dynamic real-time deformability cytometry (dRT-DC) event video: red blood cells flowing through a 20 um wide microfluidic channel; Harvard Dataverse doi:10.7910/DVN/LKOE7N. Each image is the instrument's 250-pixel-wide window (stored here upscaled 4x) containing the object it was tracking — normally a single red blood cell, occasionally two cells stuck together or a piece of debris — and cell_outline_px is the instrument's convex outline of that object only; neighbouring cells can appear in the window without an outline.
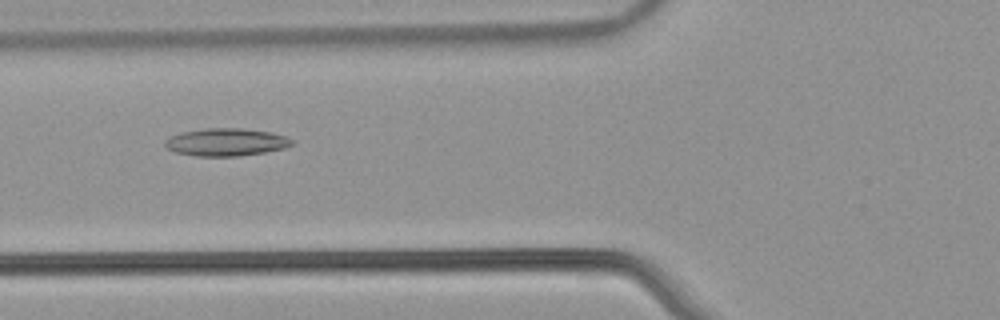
{"species": "common noctule bat (a hibernating species)", "species_latin": "Nyctalus noctula", "temperature_condition": "warm", "stored_images_in_passage": 33, "camera_frame_rate_fps": 3000, "um_per_image_px": 0.085, "animal": {"sex": "male", "body_mass_g": 21.5, "forearm_length_mm": 52.0}, "frame": {"image": 1, "passage_image": 4, "time_ms": 1.0, "image_size_px": [1000, 320], "cell_outline_px": [[296, 140], [292, 144], [284, 148], [264, 152], [240, 156], [196, 156], [176, 152], [164, 148], [164, 140], [168, 136], [180, 132], [204, 128], [240, 128], [268, 132], [284, 136]], "centroid_in_image_um": [19.15, 12.08], "position_along_channel_um": 106.6, "area_um2": 20.58}}
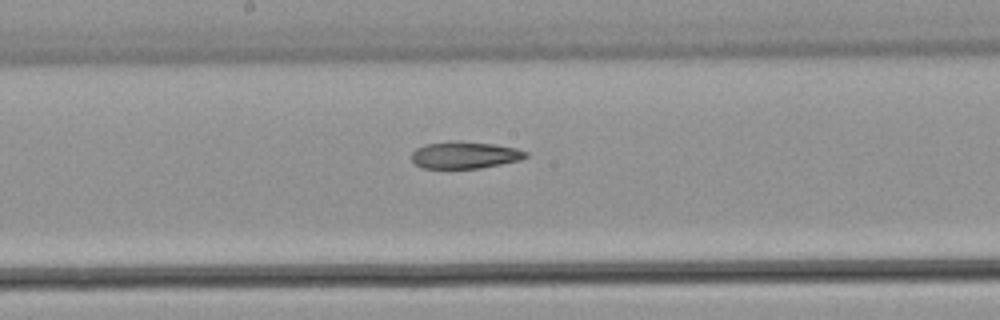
{"frame": {"image": 2, "passage_image": 12, "time_ms": 3.667, "image_size_px": [1000, 320], "cell_outline_px": [[528, 156], [520, 160], [480, 168], [424, 168], [416, 164], [412, 160], [412, 152], [416, 148], [424, 144], [456, 140], [496, 144], [516, 148], [528, 152]], "centroid_in_image_um": [39.51, 13.16], "position_along_channel_um": 208.7, "area_um2": 18.03}}
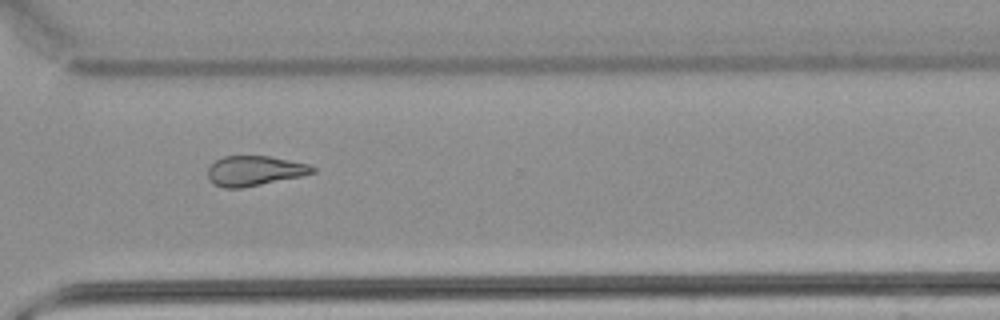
{"frame": {"image": 3, "passage_image": 23, "time_ms": 7.333, "image_size_px": [1000, 320], "cell_outline_px": [[316, 172], [300, 176], [240, 188], [224, 188], [212, 184], [208, 180], [208, 168], [216, 160], [224, 156], [268, 156], [308, 164], [316, 168]], "centroid_in_image_um": [21.6, 14.52], "position_along_channel_um": 349.0, "area_um2": 18.09}, "authors_computed_cell_mechanics": {"area_um2": 18.7272, "velocity_mm_per_s": 3.8324, "shape_relaxation_time_tau1_ms": null, "shape_relaxation_time_tau2_ms": 7.8946, "deformation_change_tau1": null, "deformation_change_tau2": 0.203}}